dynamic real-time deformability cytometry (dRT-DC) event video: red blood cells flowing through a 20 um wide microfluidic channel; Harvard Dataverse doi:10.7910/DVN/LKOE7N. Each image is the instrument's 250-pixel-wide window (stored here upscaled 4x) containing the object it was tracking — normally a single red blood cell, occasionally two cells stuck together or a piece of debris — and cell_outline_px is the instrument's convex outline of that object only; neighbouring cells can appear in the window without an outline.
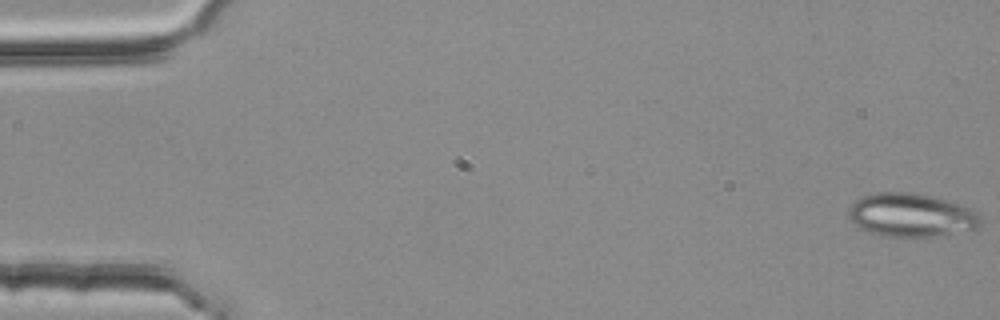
{"species": "common noctule bat (a hibernating species)", "species_latin": "Nyctalus noctula", "temperature_condition": "room temperature", "stored_images_in_passage": 6, "camera_frame_rate_fps": 3000, "um_per_image_px": 0.085, "animal": {"sex": "female", "body_mass_g": 25.1}, "frame": {"image": 1, "passage_image": 1, "time_ms": 0.0, "image_size_px": [1000, 320], "cell_outline_px": [[980, 228], [932, 236], [884, 236], [860, 228], [848, 216], [848, 208], [860, 196], [876, 192], [912, 192], [944, 200], [968, 208], [976, 212], [980, 216]], "centroid_in_image_um": [77.41, 18.27], "position_along_channel_um": 7.6, "area_um2": 32.89}}